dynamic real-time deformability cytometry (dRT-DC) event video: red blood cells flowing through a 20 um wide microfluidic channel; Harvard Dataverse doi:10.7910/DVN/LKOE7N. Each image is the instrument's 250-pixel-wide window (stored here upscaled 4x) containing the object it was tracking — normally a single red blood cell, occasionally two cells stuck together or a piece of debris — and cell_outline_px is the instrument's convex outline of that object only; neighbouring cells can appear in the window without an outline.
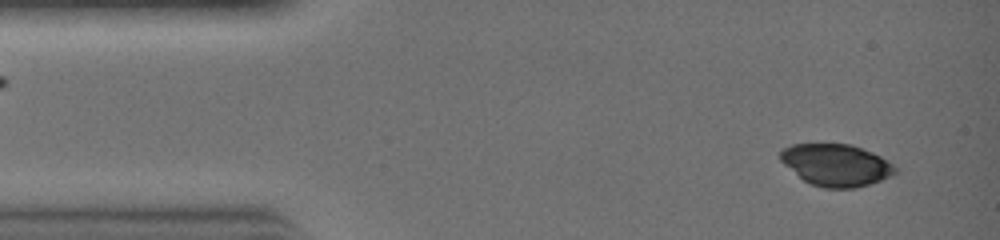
{"species": "common noctule bat (a hibernating species)", "species_latin": "Nyctalus noctula", "temperature_condition": "warm", "stored_images_in_passage": 7, "camera_frame_rate_fps": 3000, "um_per_image_px": 0.085, "animal": {"sex": "female", "body_mass_g": 19.0, "forearm_length_mm": 51.5}, "frame": {"image": 1, "passage_image": 1, "time_ms": 0.0, "image_size_px": [1000, 240], "cell_outline_px": [[896, 172], [880, 180], [856, 188], [824, 188], [812, 184], [804, 180], [784, 164], [780, 160], [780, 152], [784, 148], [792, 144], [852, 144], [872, 152], [880, 156], [892, 164], [896, 168]], "centroid_in_image_um": [71.05, 14.02], "position_along_channel_um": 13.9, "area_um2": 27.74}}
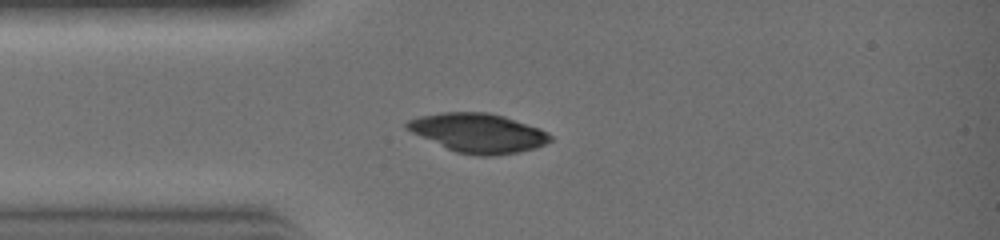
{"frame": {"image": 2, "passage_image": 6, "time_ms": 1.667, "image_size_px": [1000, 240], "cell_outline_px": [[552, 140], [536, 148], [520, 152], [492, 156], [476, 156], [456, 152], [412, 132], [404, 128], [404, 124], [408, 120], [420, 116], [444, 112], [488, 112], [504, 116], [540, 128], [548, 132], [552, 136]], "centroid_in_image_um": [40.67, 11.3], "position_along_channel_um": 44.3, "area_um2": 32.66}}